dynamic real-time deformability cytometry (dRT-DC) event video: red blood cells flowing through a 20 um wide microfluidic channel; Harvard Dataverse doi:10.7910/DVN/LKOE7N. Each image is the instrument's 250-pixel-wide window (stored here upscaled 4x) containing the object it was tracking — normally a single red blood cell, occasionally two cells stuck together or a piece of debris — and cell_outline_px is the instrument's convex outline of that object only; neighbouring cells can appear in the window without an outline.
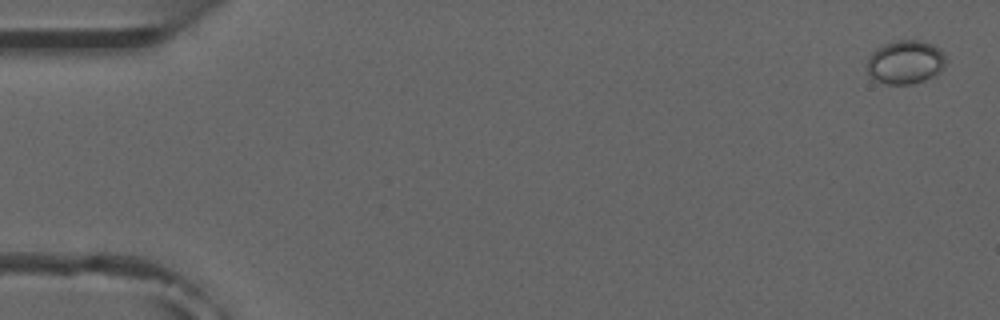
{"species": "common noctule bat (a hibernating species)", "species_latin": "Nyctalus noctula", "temperature_condition": "room temperature", "stored_images_in_passage": 5, "camera_frame_rate_fps": 3000, "um_per_image_px": 0.085, "animal": {"sex": "male", "forearm_length_mm": 52.5}, "frame": {"image": 1, "passage_image": 1, "time_ms": 0.0, "image_size_px": [1000, 320], "cell_outline_px": [[944, 68], [940, 72], [924, 80], [912, 84], [884, 84], [868, 76], [868, 56], [876, 48], [884, 44], [896, 40], [916, 40], [932, 44], [940, 48], [944, 56]], "centroid_in_image_um": [76.93, 5.28], "position_along_channel_um": 8.1, "area_um2": 20.06}}
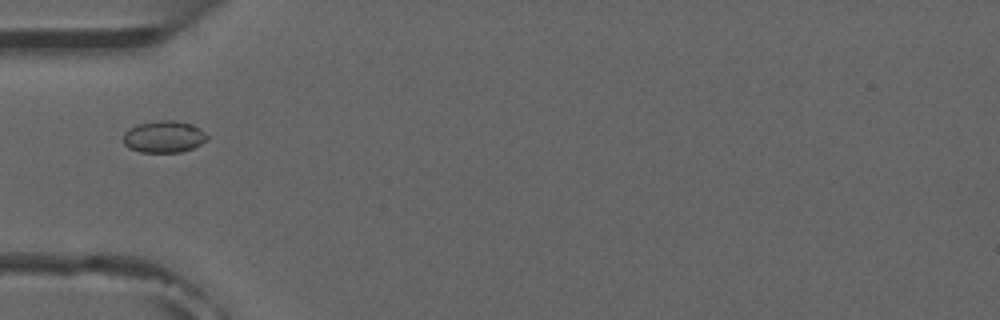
{"frame": {"image": 2, "passage_image": 5, "time_ms": 5.333, "image_size_px": [1000, 320], "cell_outline_px": [[208, 140], [192, 148], [180, 152], [140, 152], [128, 148], [124, 144], [124, 132], [128, 128], [136, 124], [160, 120], [176, 120], [192, 124], [200, 128], [208, 136]], "centroid_in_image_um": [13.92, 11.61], "position_along_channel_um": 71.1, "area_um2": 15.72}}